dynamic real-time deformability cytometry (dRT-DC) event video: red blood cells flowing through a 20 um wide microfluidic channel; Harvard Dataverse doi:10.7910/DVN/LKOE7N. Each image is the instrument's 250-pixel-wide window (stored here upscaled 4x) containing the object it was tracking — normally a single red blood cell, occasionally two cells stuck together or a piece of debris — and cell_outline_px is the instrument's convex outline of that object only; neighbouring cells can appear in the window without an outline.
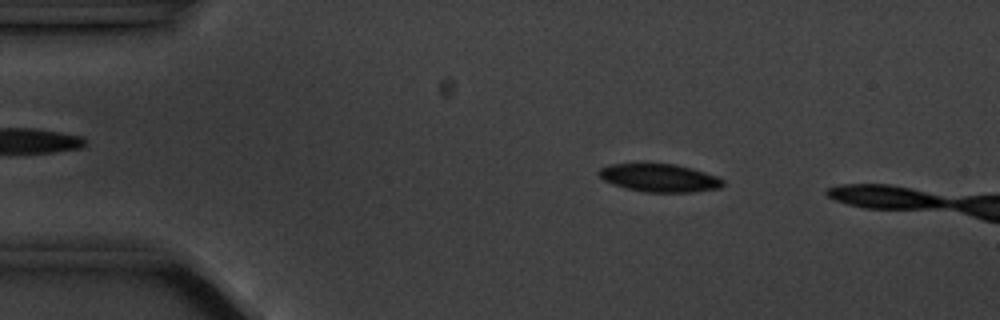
{"species": "common noctule bat (a hibernating species)", "species_latin": "Nyctalus noctula", "temperature_condition": "cold", "stored_images_in_passage": 4, "camera_frame_rate_fps": 3000, "um_per_image_px": 0.085, "animal": {"sex": "male", "body_mass_g": 20.1, "forearm_length_mm": 53.5}, "frame": {"image": 1, "passage_image": 2, "time_ms": 1.333, "image_size_px": [1000, 320], "cell_outline_px": [[724, 184], [720, 188], [692, 192], [644, 192], [624, 188], [612, 184], [604, 180], [596, 172], [600, 168], [608, 164], [676, 164], [692, 168], [716, 176], [724, 180]], "centroid_in_image_um": [56.03, 15.12], "position_along_channel_um": 29.0, "area_um2": 20.29}}